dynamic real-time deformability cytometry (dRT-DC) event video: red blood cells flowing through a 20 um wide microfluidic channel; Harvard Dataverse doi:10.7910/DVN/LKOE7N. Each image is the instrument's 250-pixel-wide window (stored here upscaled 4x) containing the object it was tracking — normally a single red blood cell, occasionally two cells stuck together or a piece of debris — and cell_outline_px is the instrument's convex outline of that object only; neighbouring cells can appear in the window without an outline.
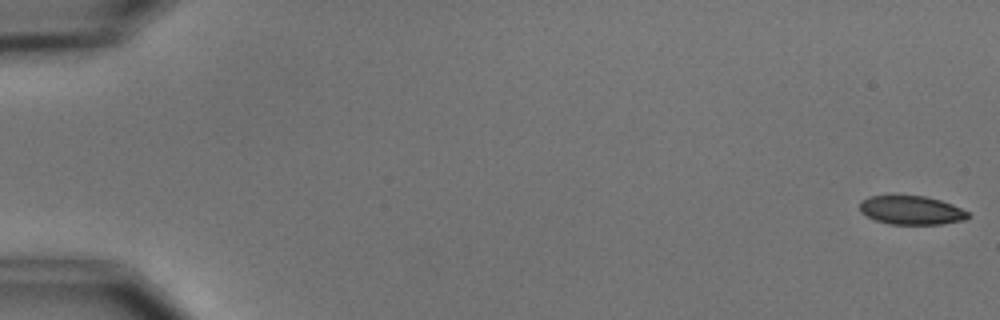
{"species": "common noctule bat (a hibernating species)", "species_latin": "Nyctalus noctula", "temperature_condition": "cold", "stored_images_in_passage": 6, "camera_frame_rate_fps": 3000, "um_per_image_px": 0.085, "animal": {"sex": "male", "body_mass_g": 15.6}, "frame": {"image": 1, "passage_image": 1, "time_ms": 0.0, "image_size_px": [1000, 320], "cell_outline_px": [[972, 216], [964, 220], [940, 224], [888, 224], [876, 220], [860, 212], [860, 200], [868, 196], [924, 196], [940, 200], [952, 204], [968, 212]], "centroid_in_image_um": [77.46, 17.87], "position_along_channel_um": 7.5, "area_um2": 18.09}}